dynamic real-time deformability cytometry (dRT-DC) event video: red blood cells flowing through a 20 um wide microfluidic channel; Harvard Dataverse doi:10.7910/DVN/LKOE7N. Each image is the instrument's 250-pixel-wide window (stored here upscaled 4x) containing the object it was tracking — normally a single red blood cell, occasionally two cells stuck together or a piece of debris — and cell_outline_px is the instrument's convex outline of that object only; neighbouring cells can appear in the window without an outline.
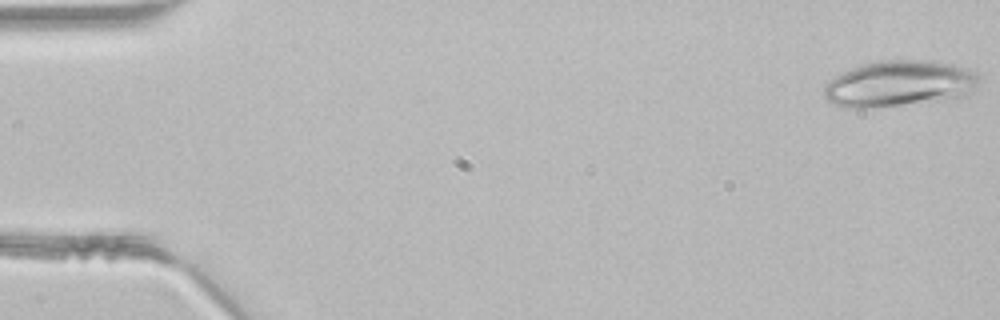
{"species": "common noctule bat (a hibernating species)", "species_latin": "Nyctalus noctula", "temperature_condition": "room temperature", "stored_images_in_passage": 45, "camera_frame_rate_fps": 3000, "um_per_image_px": 0.085, "animal": {"sex": "male", "body_mass_g": 21.5, "forearm_length_mm": 52.0}, "frame": {"image": 1, "passage_image": 1, "time_ms": 0.0, "image_size_px": [1000, 320], "cell_outline_px": [[980, 80], [972, 92], [964, 96], [940, 100], [864, 108], [844, 108], [832, 104], [824, 96], [824, 88], [828, 80], [844, 72], [864, 64], [880, 60], [932, 60], [952, 64], [968, 68], [980, 72]], "centroid_in_image_um": [76.48, 7.1], "position_along_channel_um": 8.5, "area_um2": 41.67}}
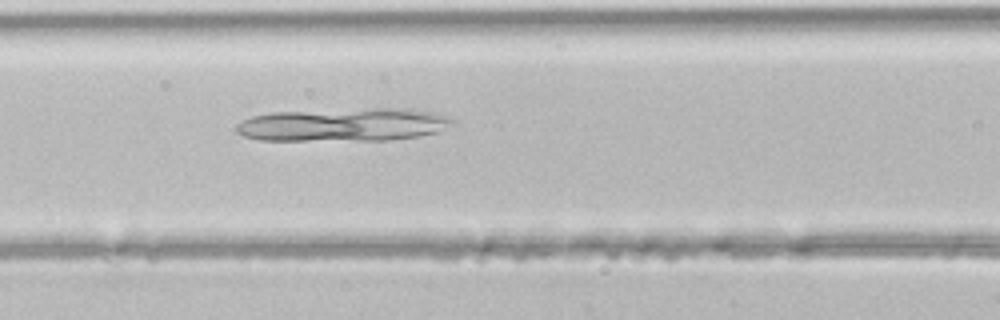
{"frame": {"image": 2, "passage_image": 19, "time_ms": 6.0, "image_size_px": [1000, 320], "cell_outline_px": [[452, 120], [436, 132], [416, 136], [388, 140], [260, 140], [244, 136], [236, 132], [236, 124], [252, 116], [272, 112], [376, 108], [388, 108], [432, 112], [444, 116]], "centroid_in_image_um": [29.05, 10.6], "position_along_channel_um": 137.5, "area_um2": 40.98}}
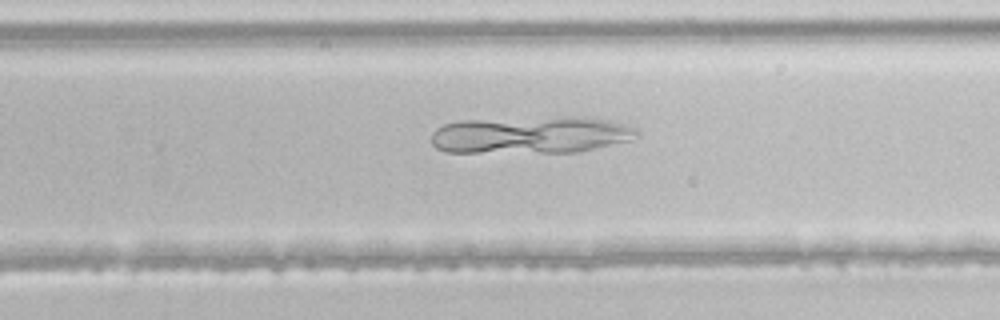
{"frame": {"image": 3, "passage_image": 29, "time_ms": 9.333, "image_size_px": [1000, 320], "cell_outline_px": [[640, 132], [632, 140], [576, 152], [448, 152], [436, 148], [432, 144], [432, 132], [436, 128], [444, 124], [460, 120], [560, 116], [584, 116], [608, 120], [624, 124], [636, 128]], "centroid_in_image_um": [45.13, 11.45], "position_along_channel_um": 284.7, "area_um2": 44.97}}